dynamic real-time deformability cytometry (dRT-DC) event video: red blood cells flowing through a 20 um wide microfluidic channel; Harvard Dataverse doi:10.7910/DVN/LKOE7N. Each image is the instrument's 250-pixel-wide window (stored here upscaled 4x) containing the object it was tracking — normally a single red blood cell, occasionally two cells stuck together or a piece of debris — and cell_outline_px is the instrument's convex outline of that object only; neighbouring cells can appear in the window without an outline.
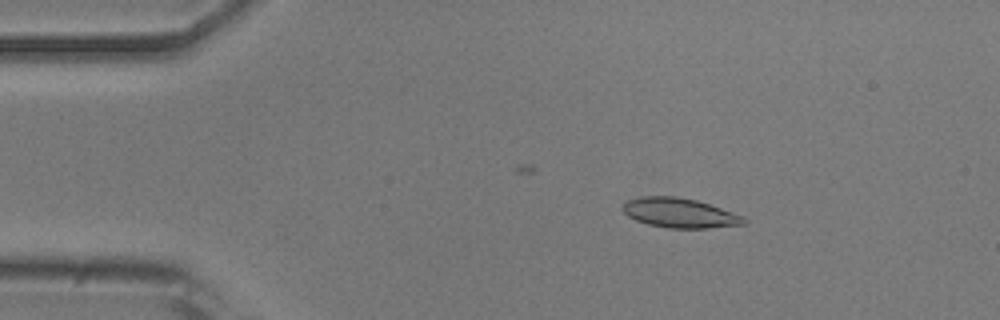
{"species": "common noctule bat (a hibernating species)", "species_latin": "Nyctalus noctula", "temperature_condition": "room temperature", "stored_images_in_passage": 31, "camera_frame_rate_fps": 3000, "um_per_image_px": 0.085, "animal": {"sex": "male", "body_mass_g": 20.5, "forearm_length_mm": 52.5}, "frame": {"image": 1, "passage_image": 9, "time_ms": 2.667, "image_size_px": [1000, 320], "cell_outline_px": [[748, 220], [744, 224], [708, 228], [668, 228], [648, 224], [636, 220], [628, 216], [624, 212], [624, 204], [628, 200], [640, 196], [676, 196], [696, 200], [744, 216]], "centroid_in_image_um": [57.78, 18.1], "position_along_channel_um": 27.2, "area_um2": 20.75}}
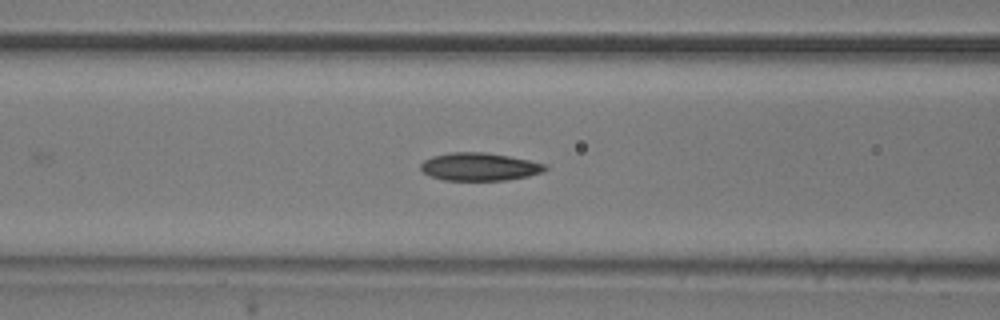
{"frame": {"image": 2, "passage_image": 21, "time_ms": 6.667, "image_size_px": [1000, 320], "cell_outline_px": [[548, 168], [544, 172], [528, 176], [508, 180], [444, 180], [432, 176], [424, 172], [420, 168], [420, 164], [424, 160], [432, 156], [452, 152], [484, 152], [508, 156], [548, 164]], "centroid_in_image_um": [40.79, 14.17], "position_along_channel_um": 125.8, "area_um2": 20.23}}
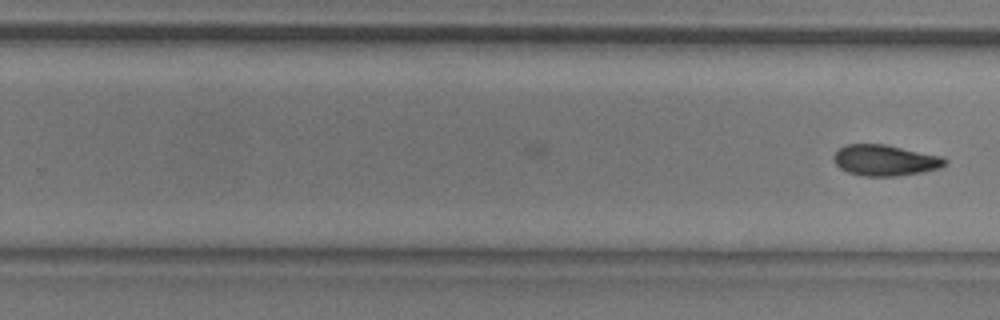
{"frame": {"image": 3, "passage_image": 31, "time_ms": 10.0, "image_size_px": [1000, 320], "cell_outline_px": [[948, 164], [940, 168], [924, 172], [896, 176], [864, 176], [848, 172], [840, 168], [836, 164], [832, 156], [844, 144], [884, 144], [940, 156], [948, 160]], "centroid_in_image_um": [75.24, 13.63], "position_along_channel_um": 254.6, "area_um2": 20.06}}